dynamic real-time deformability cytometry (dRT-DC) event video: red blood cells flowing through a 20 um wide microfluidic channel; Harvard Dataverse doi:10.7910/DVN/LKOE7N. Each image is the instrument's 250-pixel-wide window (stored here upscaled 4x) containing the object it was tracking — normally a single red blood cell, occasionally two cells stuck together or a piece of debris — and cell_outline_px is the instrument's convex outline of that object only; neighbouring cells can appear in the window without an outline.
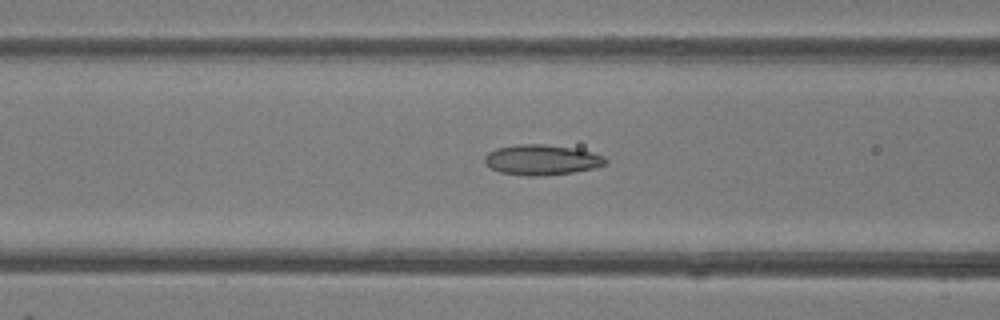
{"species": "common noctule bat (a hibernating species)", "species_latin": "Nyctalus noctula", "temperature_condition": "room temperature", "stored_images_in_passage": 50, "camera_frame_rate_fps": 3000, "um_per_image_px": 0.085, "animal": {"sex": "female"}, "frame": {"image": 1, "passage_image": 20, "time_ms": 6.333, "image_size_px": [1000, 320], "cell_outline_px": [[608, 164], [592, 168], [572, 172], [544, 176], [528, 176], [500, 172], [484, 164], [484, 156], [488, 152], [496, 148], [516, 144], [544, 144], [572, 148], [592, 152], [604, 156], [608, 160]], "centroid_in_image_um": [46.03, 13.58], "position_along_channel_um": 120.6, "area_um2": 21.44}}
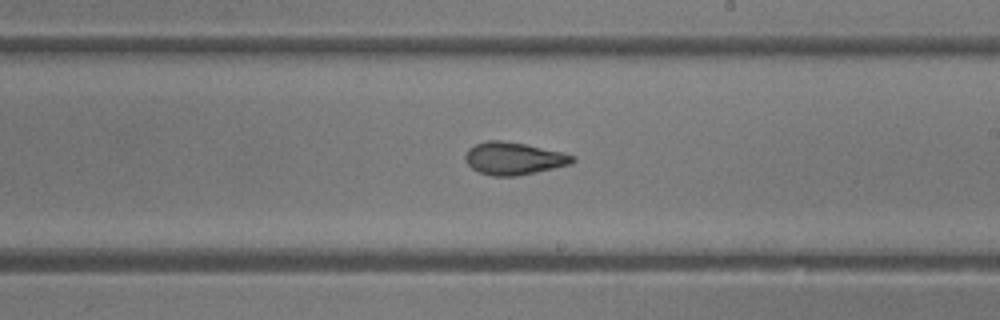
{"frame": {"image": 2, "passage_image": 29, "time_ms": 9.333, "image_size_px": [1000, 320], "cell_outline_px": [[576, 160], [572, 164], [536, 172], [516, 176], [492, 176], [480, 172], [472, 168], [464, 160], [464, 156], [468, 148], [476, 144], [488, 140], [500, 140], [524, 144], [564, 152], [576, 156]], "centroid_in_image_um": [43.68, 13.47], "position_along_channel_um": 245.3, "area_um2": 20.4}}
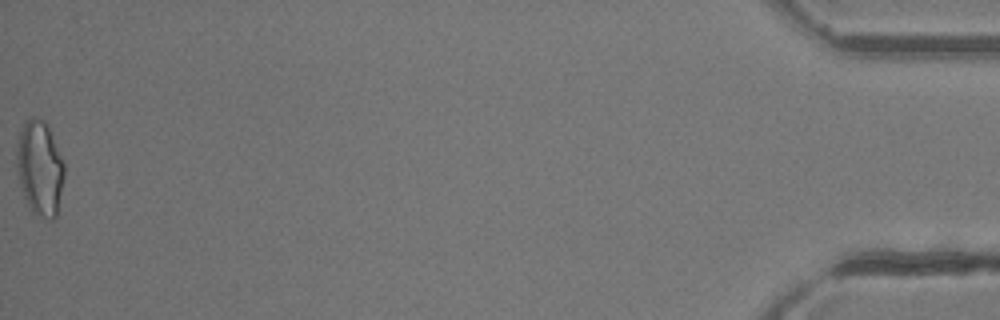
{"frame": {"image": 3, "passage_image": 50, "time_ms": 16.333, "image_size_px": [1000, 320], "cell_outline_px": [[64, 176], [56, 216], [52, 220], [48, 220], [32, 212], [24, 196], [20, 184], [16, 164], [16, 152], [20, 132], [24, 124], [32, 116], [44, 120], [48, 124], [64, 164]], "centroid_in_image_um": [3.38, 14.28], "position_along_channel_um": 431.8, "area_um2": 26.13}, "authors_computed_cell_mechanics": {"area_um2": 21.2415, "velocity_mm_per_s": 4.1497, "shape_relaxation_time_tau1_ms": null, "shape_relaxation_time_tau2_ms": 2.1828, "deformation_change_tau1": null, "deformation_change_tau2": 0.0875}}